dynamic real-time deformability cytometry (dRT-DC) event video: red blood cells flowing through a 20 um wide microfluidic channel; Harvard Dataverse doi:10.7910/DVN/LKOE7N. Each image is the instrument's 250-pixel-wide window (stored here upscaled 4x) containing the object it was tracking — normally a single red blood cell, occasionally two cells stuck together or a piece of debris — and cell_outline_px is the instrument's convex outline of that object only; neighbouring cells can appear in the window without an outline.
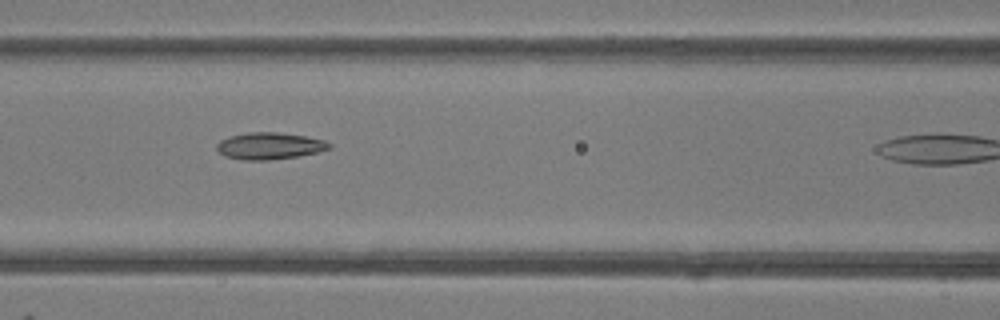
{"species": "common noctule bat (a hibernating species)", "species_latin": "Nyctalus noctula", "temperature_condition": "room temperature", "stored_images_in_passage": 23, "camera_frame_rate_fps": 3000, "um_per_image_px": 0.085, "animal": {"sex": "female"}, "frame": {"image": 1, "passage_image": 17, "time_ms": 5.333, "image_size_px": [1000, 320], "cell_outline_px": [[332, 148], [316, 152], [296, 156], [268, 160], [244, 160], [224, 156], [216, 148], [216, 144], [220, 140], [228, 136], [248, 132], [276, 132], [304, 136], [324, 140], [332, 144]], "centroid_in_image_um": [22.88, 12.39], "position_along_channel_um": 143.7, "area_um2": 17.51}}